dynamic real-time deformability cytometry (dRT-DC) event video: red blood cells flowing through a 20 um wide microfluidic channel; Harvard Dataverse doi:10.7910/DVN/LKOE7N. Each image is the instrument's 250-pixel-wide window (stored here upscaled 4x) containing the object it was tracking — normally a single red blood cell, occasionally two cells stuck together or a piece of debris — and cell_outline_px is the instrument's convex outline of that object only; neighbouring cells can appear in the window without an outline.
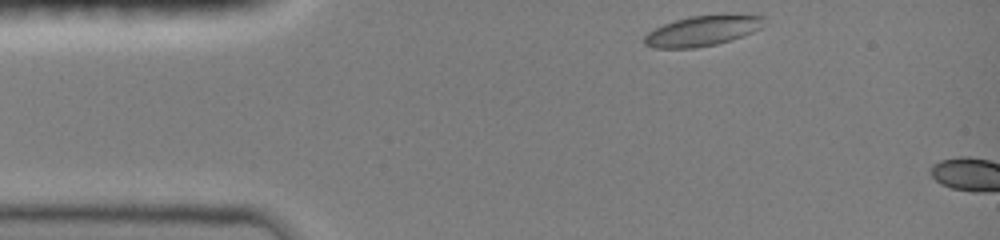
{"species": "common noctule bat (a hibernating species)", "species_latin": "Nyctalus noctula", "temperature_condition": "room temperature", "stored_images_in_passage": 3, "camera_frame_rate_fps": 3000, "um_per_image_px": 0.085, "animal": {"sex": "female", "body_mass_g": 19.0, "forearm_length_mm": 51.5}, "frame": {"image": 1, "passage_image": 1, "time_ms": 0.0, "image_size_px": [1000, 240], "cell_outline_px": [[764, 16], [760, 28], [752, 32], [716, 44], [696, 48], [652, 48], [644, 44], [644, 36], [648, 32], [664, 24], [688, 16]], "centroid_in_image_um": [59.59, 2.65], "position_along_channel_um": 25.4, "area_um2": 20.35}}